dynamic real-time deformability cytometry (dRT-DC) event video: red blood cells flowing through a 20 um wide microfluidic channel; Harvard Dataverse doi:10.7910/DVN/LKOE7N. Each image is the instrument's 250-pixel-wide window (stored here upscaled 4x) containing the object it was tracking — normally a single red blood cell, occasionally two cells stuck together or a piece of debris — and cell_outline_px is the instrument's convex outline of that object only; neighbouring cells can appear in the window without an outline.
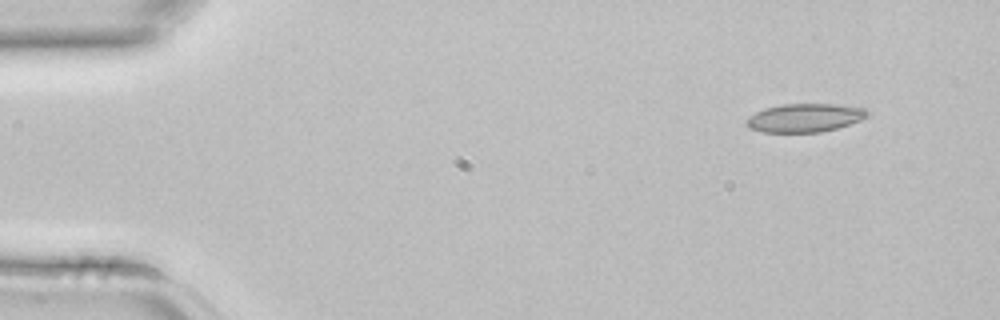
{"species": "common noctule bat (a hibernating species)", "species_latin": "Nyctalus noctula", "temperature_condition": "room temperature", "stored_images_in_passage": 4, "camera_frame_rate_fps": 3000, "um_per_image_px": 0.085, "animal": {"sex": "female", "body_mass_g": 22.7, "forearm_length_mm": 54.2}, "frame": {"image": 1, "passage_image": 1, "time_ms": 0.0, "image_size_px": [1000, 320], "cell_outline_px": [[868, 116], [860, 120], [836, 128], [820, 132], [764, 132], [748, 128], [744, 124], [748, 116], [764, 108], [780, 104], [836, 104], [864, 108], [868, 112]], "centroid_in_image_um": [68.35, 10.01], "position_along_channel_um": 16.6, "area_um2": 20.06}}
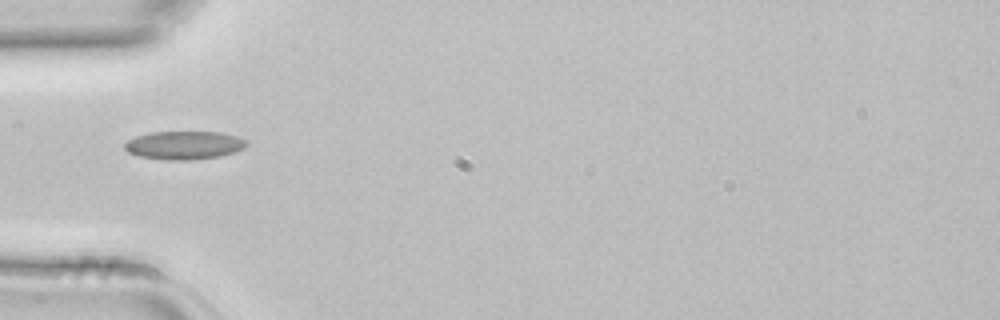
{"frame": {"image": 2, "passage_image": 4, "time_ms": 1.0, "image_size_px": [1000, 320], "cell_outline_px": [[248, 144], [244, 148], [236, 152], [220, 156], [192, 160], [164, 160], [140, 156], [128, 152], [124, 148], [124, 144], [128, 140], [136, 136], [148, 132], [220, 132], [236, 136], [244, 140]], "centroid_in_image_um": [15.64, 12.34], "position_along_channel_um": 69.4, "area_um2": 20.17}}